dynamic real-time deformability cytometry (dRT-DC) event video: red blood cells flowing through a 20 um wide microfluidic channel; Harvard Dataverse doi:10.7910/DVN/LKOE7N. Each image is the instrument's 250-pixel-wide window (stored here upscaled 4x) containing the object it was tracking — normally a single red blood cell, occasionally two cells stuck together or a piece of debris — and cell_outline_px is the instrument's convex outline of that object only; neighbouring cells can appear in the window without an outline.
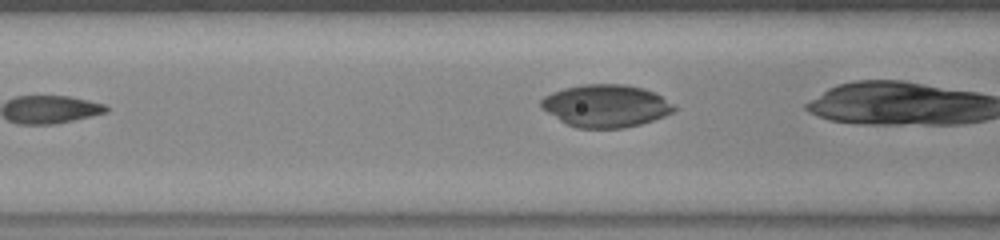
{"species": "common noctule bat (a hibernating species)", "species_latin": "Nyctalus noctula", "temperature_condition": "warm", "stored_images_in_passage": 6, "camera_frame_rate_fps": 3000, "um_per_image_px": 0.085, "animal": {"sex": "female", "body_mass_g": 23.0, "forearm_length_mm": 53.4}, "frame": {"image": 1, "passage_image": 4, "time_ms": 1.0, "image_size_px": [1000, 240], "cell_outline_px": [[676, 108], [672, 112], [664, 116], [640, 124], [624, 128], [576, 128], [560, 120], [548, 112], [540, 104], [540, 100], [544, 96], [552, 92], [564, 88], [584, 84], [624, 84], [644, 88], [656, 92], [672, 104]], "centroid_in_image_um": [51.5, 8.99], "position_along_channel_um": 115.1, "area_um2": 32.77}}